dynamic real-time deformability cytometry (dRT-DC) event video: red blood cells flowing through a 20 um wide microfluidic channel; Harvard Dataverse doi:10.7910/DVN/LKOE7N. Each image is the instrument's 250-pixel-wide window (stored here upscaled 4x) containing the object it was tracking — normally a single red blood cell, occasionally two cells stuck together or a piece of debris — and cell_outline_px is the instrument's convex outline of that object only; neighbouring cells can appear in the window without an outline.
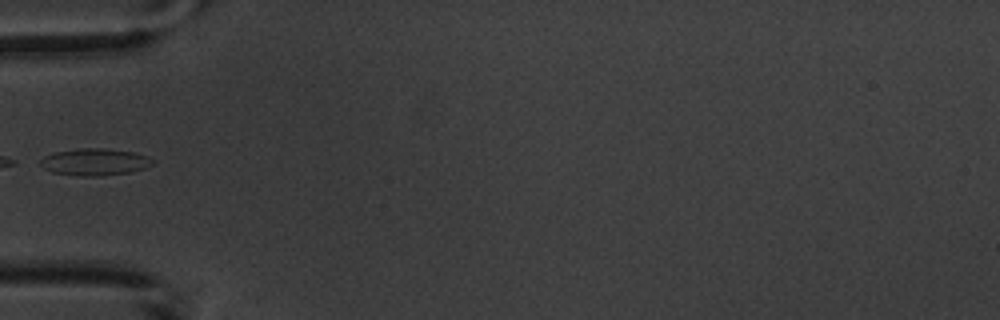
{"species": "common noctule bat (a hibernating species)", "species_latin": "Nyctalus noctula", "temperature_condition": "warm", "stored_images_in_passage": 6, "camera_frame_rate_fps": 3000, "um_per_image_px": 0.085, "animal": {"sex": "male", "body_mass_g": 20.1, "forearm_length_mm": 53.5}, "frame": {"image": 1, "passage_image": 6, "time_ms": 5.667, "image_size_px": [1000, 320], "cell_outline_px": [[156, 160], [152, 164], [144, 168], [132, 172], [100, 176], [80, 176], [52, 172], [44, 168], [40, 164], [40, 160], [44, 156], [56, 152], [80, 148], [104, 148], [132, 152], [148, 156]], "centroid_in_image_um": [8.07, 13.77], "position_along_channel_um": 76.9, "area_um2": 17.63}}